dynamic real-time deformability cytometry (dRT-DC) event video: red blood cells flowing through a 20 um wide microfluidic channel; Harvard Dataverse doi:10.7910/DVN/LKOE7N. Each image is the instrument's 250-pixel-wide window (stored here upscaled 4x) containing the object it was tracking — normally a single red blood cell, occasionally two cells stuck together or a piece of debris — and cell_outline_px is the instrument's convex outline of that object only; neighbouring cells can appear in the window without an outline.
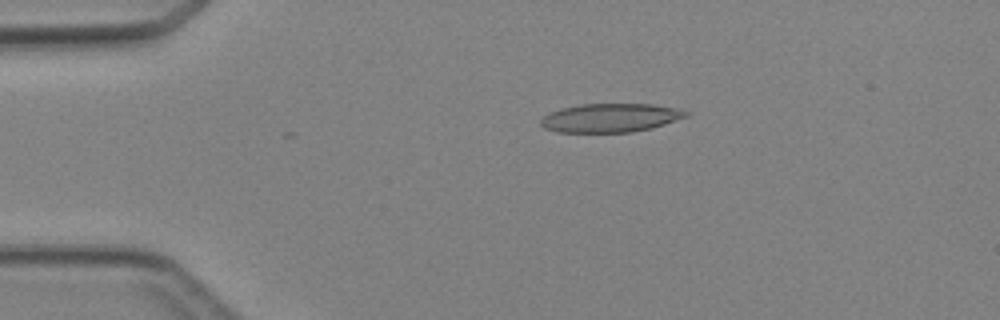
{"species": "Egyptian fruit bat (a non-hibernating species)", "species_latin": "Rousettus aegyptiacus", "temperature_condition": "cold", "stored_images_in_passage": 4, "camera_frame_rate_fps": 3000, "um_per_image_px": 0.085, "animal": {"sex": "female"}, "frame": {"image": 1, "passage_image": 3, "time_ms": 2.333, "image_size_px": [1000, 320], "cell_outline_px": [[692, 112], [688, 116], [652, 128], [632, 132], [556, 132], [544, 128], [540, 124], [540, 120], [548, 112], [560, 108], [580, 104], [652, 104], [676, 108]], "centroid_in_image_um": [51.87, 10.01], "position_along_channel_um": 33.1, "area_um2": 24.45}}